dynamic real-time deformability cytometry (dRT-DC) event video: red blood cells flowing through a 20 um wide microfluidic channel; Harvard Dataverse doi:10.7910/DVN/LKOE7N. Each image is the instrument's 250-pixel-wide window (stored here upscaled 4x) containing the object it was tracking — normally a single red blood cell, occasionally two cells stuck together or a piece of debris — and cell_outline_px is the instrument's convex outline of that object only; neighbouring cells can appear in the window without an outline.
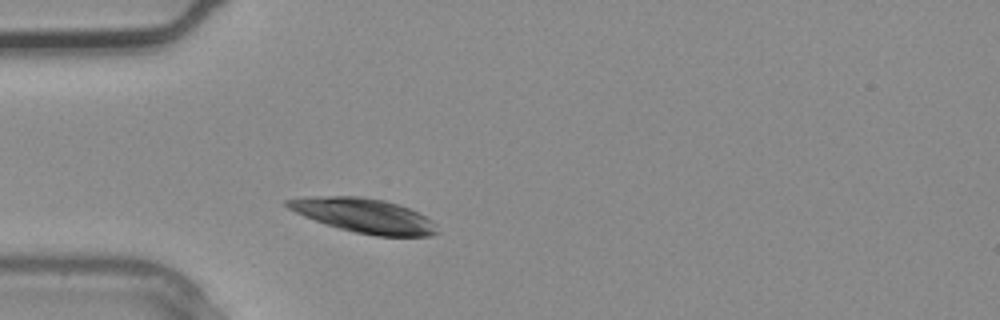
{"species": "common noctule bat (a hibernating species)", "species_latin": "Nyctalus noctula", "temperature_condition": "warm", "stored_images_in_passage": 2, "camera_frame_rate_fps": 3000, "um_per_image_px": 0.085, "animal": {"sex": "male", "body_mass_g": 20.4}, "frame": {"image": 1, "passage_image": 2, "time_ms": 0.333, "image_size_px": [1000, 320], "cell_outline_px": [[440, 232], [432, 236], [376, 236], [356, 232], [340, 228], [304, 216], [288, 208], [284, 204], [284, 200], [308, 196], [360, 196], [384, 200], [408, 208], [432, 220], [436, 224]], "centroid_in_image_um": [30.96, 18.32], "position_along_channel_um": 54.0, "area_um2": 29.82}}